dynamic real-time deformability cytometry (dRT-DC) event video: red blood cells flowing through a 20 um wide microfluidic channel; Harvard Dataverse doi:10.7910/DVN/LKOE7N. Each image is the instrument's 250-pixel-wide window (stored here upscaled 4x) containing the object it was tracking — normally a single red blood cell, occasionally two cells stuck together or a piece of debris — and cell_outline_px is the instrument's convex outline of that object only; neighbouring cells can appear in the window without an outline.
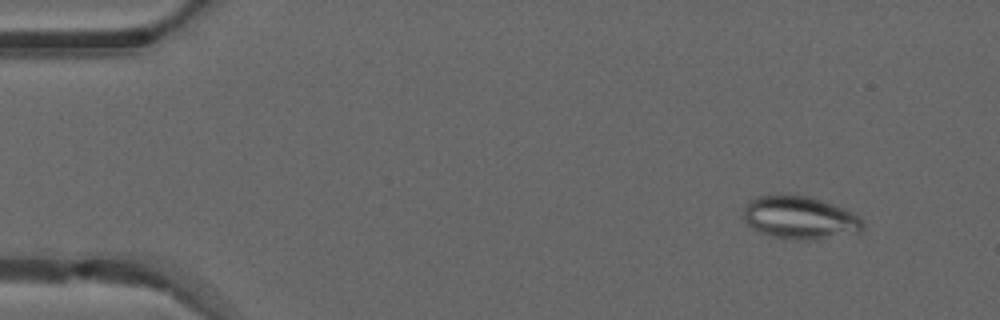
{"species": "common noctule bat (a hibernating species)", "species_latin": "Nyctalus noctula", "temperature_condition": "warm", "stored_images_in_passage": 46, "camera_frame_rate_fps": 3000, "um_per_image_px": 0.085, "animal": {"sex": "male", "forearm_length_mm": 52.5}, "frame": {"image": 1, "passage_image": 1, "time_ms": 0.0, "image_size_px": [1000, 320], "cell_outline_px": [[864, 232], [812, 240], [796, 240], [772, 236], [760, 232], [752, 228], [744, 220], [744, 204], [748, 200], [756, 196], [808, 196], [844, 208], [852, 212], [864, 224]], "centroid_in_image_um": [67.99, 18.52], "position_along_channel_um": 17.0, "area_um2": 29.71}}
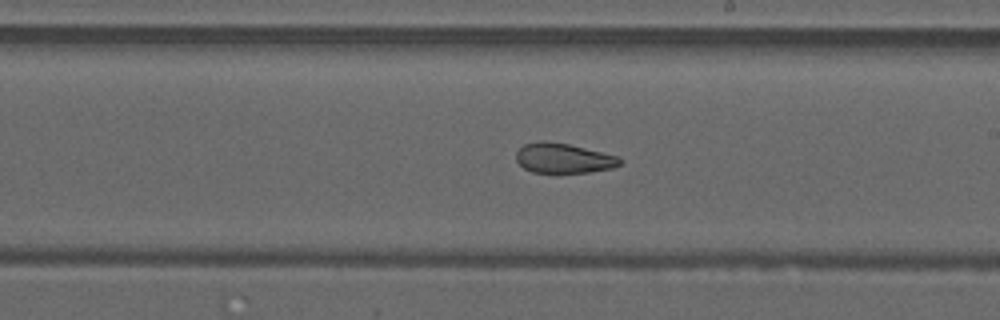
{"frame": {"image": 2, "passage_image": 25, "time_ms": 8.0, "image_size_px": [1000, 320], "cell_outline_px": [[624, 160], [620, 164], [612, 168], [588, 172], [532, 172], [524, 168], [516, 160], [516, 152], [524, 144], [540, 140], [544, 140], [568, 144], [620, 156]], "centroid_in_image_um": [47.91, 13.43], "position_along_channel_um": 241.1, "area_um2": 18.09}}
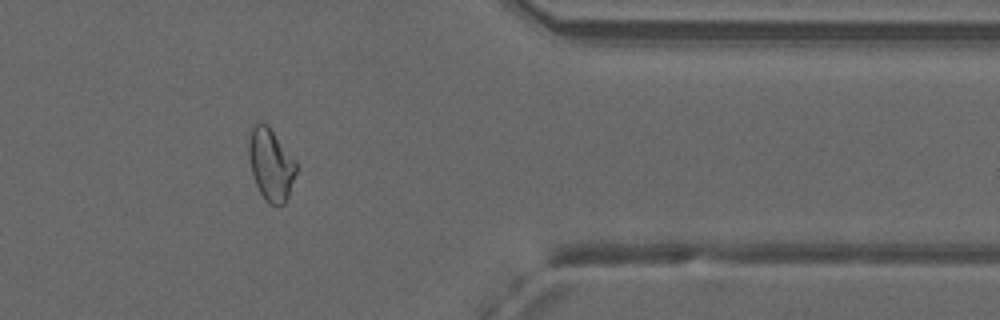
{"frame": {"image": 3, "passage_image": 37, "time_ms": 12.0, "image_size_px": [1000, 320], "cell_outline_px": [[296, 172], [288, 196], [284, 204], [268, 204], [264, 200], [256, 184], [248, 160], [248, 140], [252, 128], [256, 120], [260, 120], [268, 124], [296, 160]], "centroid_in_image_um": [23.0, 13.92], "position_along_channel_um": 388.4, "area_um2": 20.17}, "authors_computed_cell_mechanics": {"area_um2": 21.2126, "velocity_mm_per_s": 4.1312, "shape_relaxation_time_tau1_ms": null, "shape_relaxation_time_tau2_ms": 3.0253, "deformation_change_tau1": null, "deformation_change_tau2": 0.1044}}